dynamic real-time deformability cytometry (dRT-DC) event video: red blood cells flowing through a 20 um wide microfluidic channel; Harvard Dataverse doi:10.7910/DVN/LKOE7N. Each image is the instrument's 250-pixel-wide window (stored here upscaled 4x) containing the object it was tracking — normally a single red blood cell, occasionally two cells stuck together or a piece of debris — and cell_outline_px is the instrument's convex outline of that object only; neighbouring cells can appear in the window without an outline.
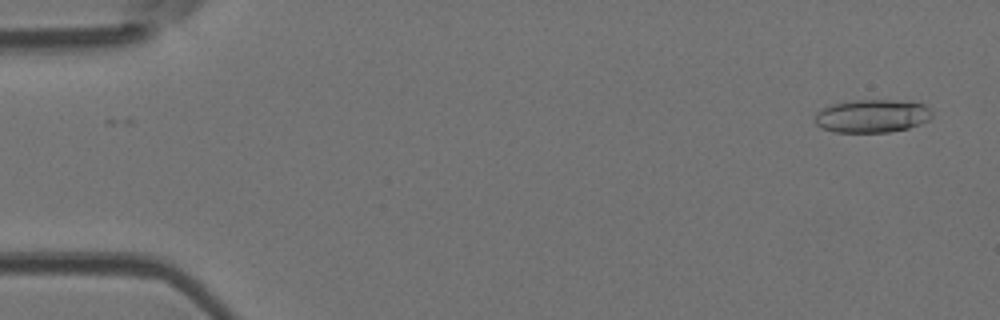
{"species": "Egyptian fruit bat (a non-hibernating species)", "species_latin": "Rousettus aegyptiacus", "temperature_condition": "room temperature", "stored_images_in_passage": 2, "camera_frame_rate_fps": 3000, "um_per_image_px": 0.085, "animal": {"sex": "female"}, "frame": {"image": 1, "passage_image": 2, "time_ms": 0.333, "image_size_px": [1000, 320], "cell_outline_px": [[932, 116], [928, 120], [920, 124], [908, 128], [888, 132], [832, 132], [820, 128], [816, 124], [816, 112], [832, 104], [856, 100], [892, 100], [924, 104], [932, 112]], "centroid_in_image_um": [74.11, 9.87], "position_along_channel_um": 10.9, "area_um2": 22.48}}